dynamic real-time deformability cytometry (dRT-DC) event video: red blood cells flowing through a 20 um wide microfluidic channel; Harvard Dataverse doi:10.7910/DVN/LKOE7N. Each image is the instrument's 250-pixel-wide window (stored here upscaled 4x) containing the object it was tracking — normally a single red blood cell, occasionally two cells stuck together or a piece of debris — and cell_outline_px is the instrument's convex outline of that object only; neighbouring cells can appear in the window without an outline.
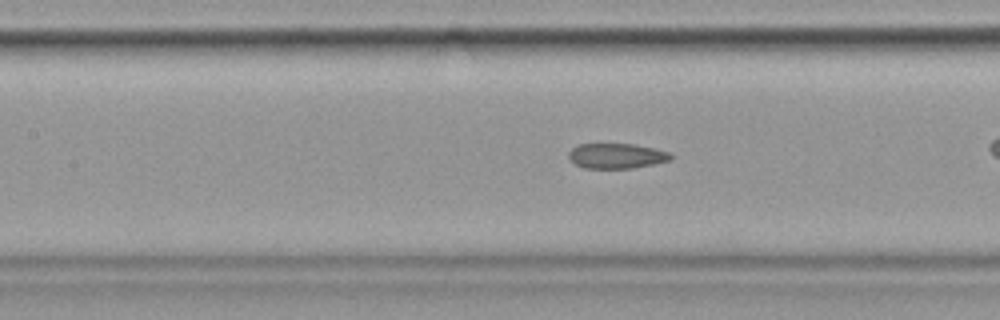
{"species": "common noctule bat (a hibernating species)", "species_latin": "Nyctalus noctula", "temperature_condition": "cold", "stored_images_in_passage": 45, "camera_frame_rate_fps": 3000, "um_per_image_px": 0.085, "animal": {"sex": "female", "body_mass_g": 19.9}, "frame": {"image": 1, "passage_image": 26, "time_ms": 8.333, "image_size_px": [1000, 320], "cell_outline_px": [[672, 156], [668, 160], [652, 164], [632, 168], [584, 168], [576, 164], [568, 156], [568, 152], [572, 148], [580, 144], [632, 144], [652, 148], [668, 152]], "centroid_in_image_um": [52.36, 13.25], "position_along_channel_um": 155.0, "area_um2": 14.62}}
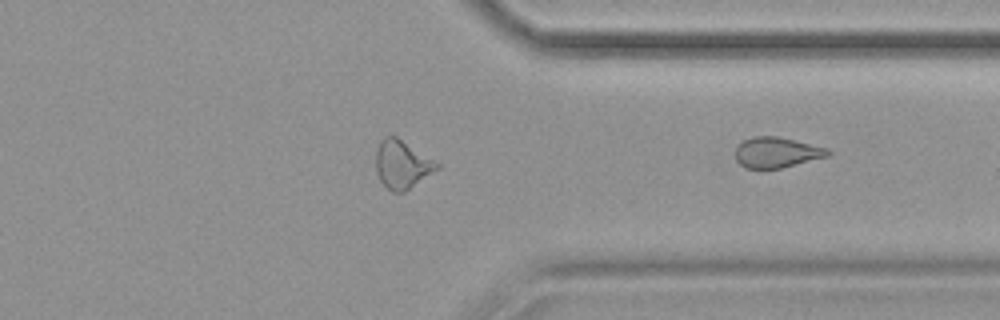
{"frame": {"image": 2, "passage_image": 45, "time_ms": 14.667, "image_size_px": [1000, 320], "cell_outline_px": [[832, 152], [828, 156], [780, 168], [744, 168], [736, 160], [736, 148], [744, 140], [752, 136], [776, 136], [828, 148]], "centroid_in_image_um": [66.01, 12.95], "position_along_channel_um": 345.4, "area_um2": 16.24}}